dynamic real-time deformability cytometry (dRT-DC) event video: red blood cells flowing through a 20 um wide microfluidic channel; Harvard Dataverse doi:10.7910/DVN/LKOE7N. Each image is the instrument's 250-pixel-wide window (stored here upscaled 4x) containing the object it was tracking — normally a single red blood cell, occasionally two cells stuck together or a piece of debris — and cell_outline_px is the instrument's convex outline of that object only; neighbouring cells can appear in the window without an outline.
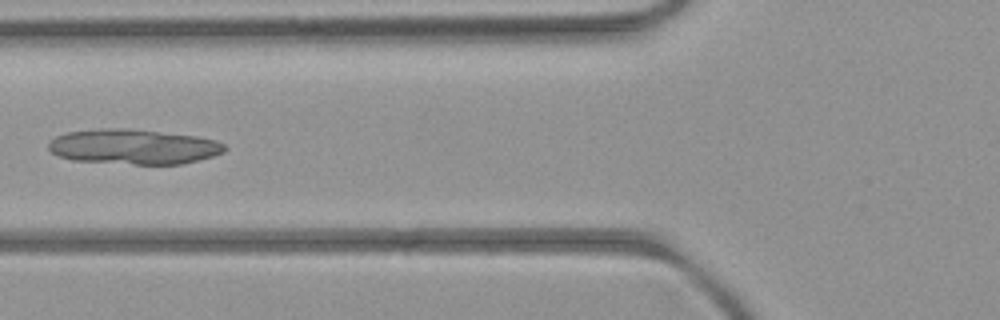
{"species": "common noctule bat (a hibernating species)", "species_latin": "Nyctalus noctula", "temperature_condition": "room temperature", "stored_images_in_passage": 3, "camera_frame_rate_fps": 3000, "um_per_image_px": 0.085, "animal": {"sex": "female", "body_mass_g": 21.9}, "frame": {"image": 1, "passage_image": 3, "time_ms": 2.0, "image_size_px": [1000, 320], "cell_outline_px": [[228, 148], [224, 152], [212, 156], [184, 164], [132, 164], [72, 160], [60, 156], [52, 152], [48, 148], [48, 144], [56, 136], [68, 132], [100, 128], [124, 128], [196, 136], [216, 140], [224, 144]], "centroid_in_image_um": [11.37, 12.47], "position_along_channel_um": 114.4, "area_um2": 35.84}}